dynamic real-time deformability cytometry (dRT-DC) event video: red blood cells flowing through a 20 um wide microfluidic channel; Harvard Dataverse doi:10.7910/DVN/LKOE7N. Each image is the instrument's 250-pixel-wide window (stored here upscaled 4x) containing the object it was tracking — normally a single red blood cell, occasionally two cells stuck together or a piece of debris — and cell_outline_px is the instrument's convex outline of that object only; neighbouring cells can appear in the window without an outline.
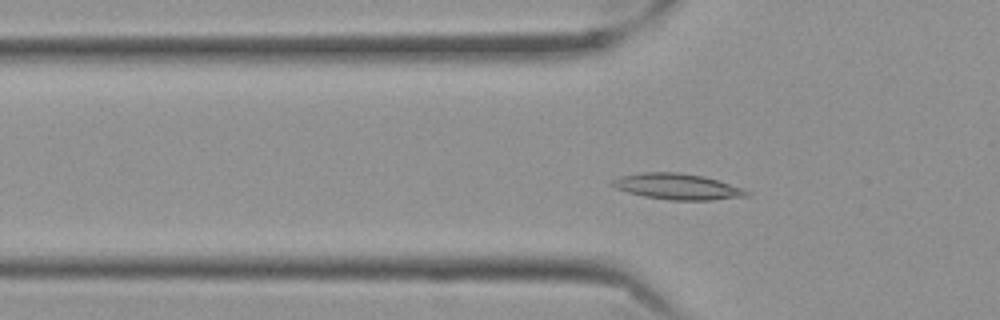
{"species": "Egyptian fruit bat (a non-hibernating species)", "species_latin": "Rousettus aegyptiacus", "temperature_condition": "cold", "stored_images_in_passage": 55, "segment_of_instrument_passage": [1, 2], "camera_frame_rate_fps": 3000, "um_per_image_px": 0.085, "frame": {"image": 1, "passage_image": 15, "time_ms": 4.667, "image_size_px": [1000, 320], "cell_outline_px": [[752, 196], [712, 200], [668, 200], [644, 196], [628, 192], [616, 188], [612, 184], [612, 180], [620, 176], [644, 172], [676, 172], [704, 176], [752, 192]], "centroid_in_image_um": [57.6, 15.87], "position_along_channel_um": 68.2, "area_um2": 20.17}}
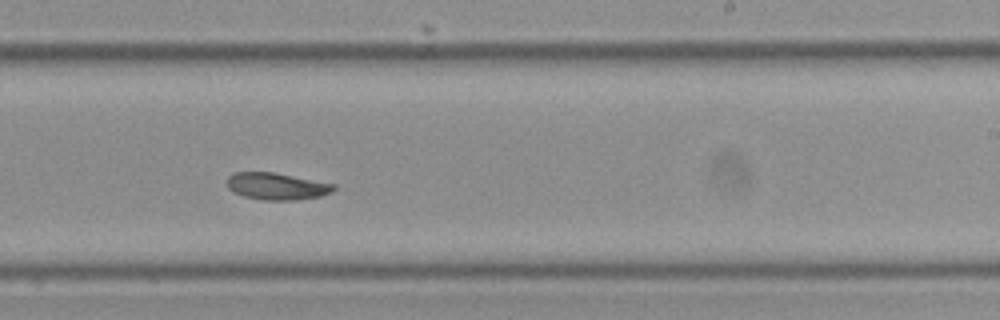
{"frame": {"image": 2, "passage_image": 32, "time_ms": 10.333, "image_size_px": [1000, 320], "cell_outline_px": [[336, 188], [332, 192], [320, 196], [296, 200], [264, 200], [244, 196], [228, 188], [228, 176], [232, 172], [272, 172], [336, 184]], "centroid_in_image_um": [23.54, 15.83], "position_along_channel_um": 265.5, "area_um2": 16.65}}
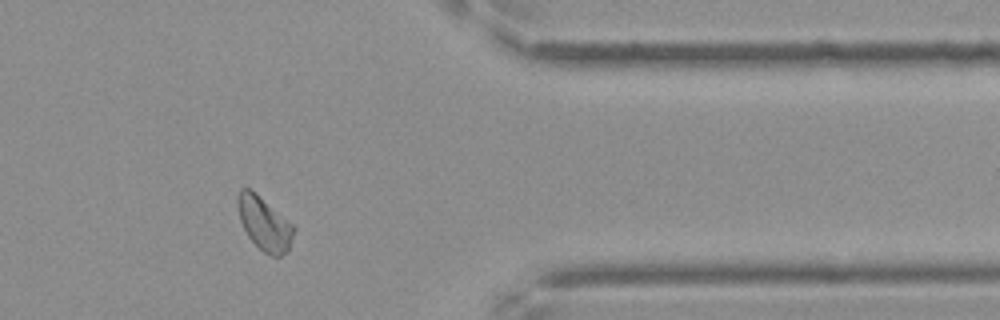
{"frame": {"image": 3, "passage_image": 44, "time_ms": 14.333, "image_size_px": [1000, 320], "cell_outline_px": [[296, 228], [288, 252], [280, 256], [272, 256], [264, 252], [248, 236], [240, 220], [236, 200], [240, 188], [248, 188], [292, 224]], "centroid_in_image_um": [22.47, 19.04], "position_along_channel_um": 388.9, "area_um2": 16.99}}